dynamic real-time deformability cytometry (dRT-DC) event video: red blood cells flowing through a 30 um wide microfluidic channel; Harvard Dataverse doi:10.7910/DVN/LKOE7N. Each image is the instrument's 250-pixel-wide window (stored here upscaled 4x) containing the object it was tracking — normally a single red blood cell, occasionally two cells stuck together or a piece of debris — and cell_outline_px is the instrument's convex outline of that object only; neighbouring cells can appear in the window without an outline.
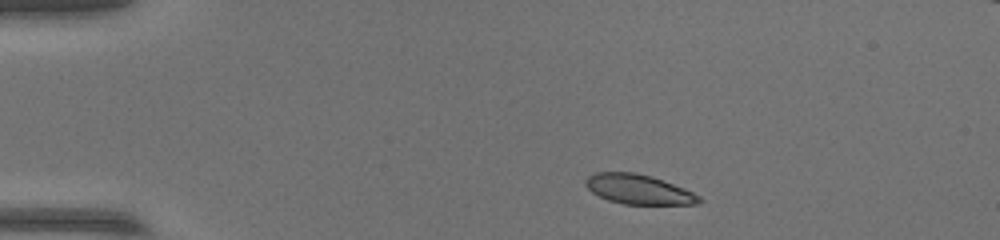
{"species": "common noctule bat (a hibernating species)", "species_latin": "Nyctalus noctula", "temperature_condition": "warm", "stored_images_in_passage": 44, "camera_frame_rate_fps": 3000, "um_per_image_px": 0.085, "animal": {"sex": "female", "body_mass_g": 17.0, "forearm_length_mm": 48.0}, "frame": {"image": 1, "passage_image": 1, "time_ms": 0.0, "image_size_px": [1000, 240], "cell_outline_px": [[704, 200], [700, 204], [624, 204], [608, 200], [592, 192], [584, 184], [584, 180], [588, 176], [596, 172], [636, 172], [652, 176], [684, 188], [700, 196]], "centroid_in_image_um": [54.29, 16.09], "position_along_channel_um": 30.7, "area_um2": 19.71}}
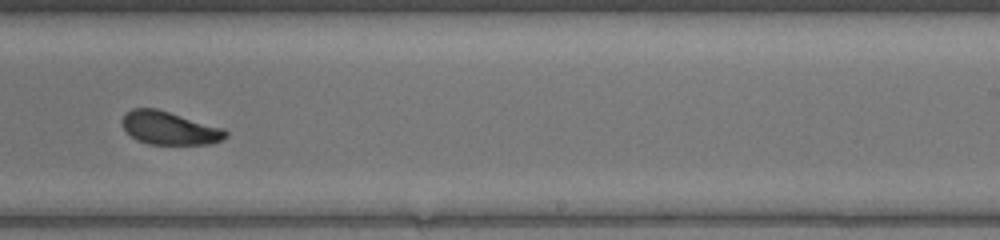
{"frame": {"image": 2, "passage_image": 25, "time_ms": 8.0, "image_size_px": [1000, 240], "cell_outline_px": [[228, 136], [212, 144], [148, 144], [136, 140], [124, 128], [120, 120], [132, 108], [156, 108], [224, 128], [228, 132]], "centroid_in_image_um": [14.41, 10.89], "position_along_channel_um": 274.6, "area_um2": 19.94}}
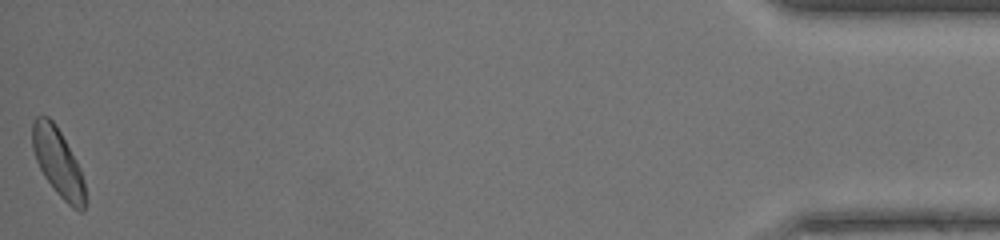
{"frame": {"image": 3, "passage_image": 44, "time_ms": 14.333, "image_size_px": [1000, 240], "cell_outline_px": [[84, 212], [80, 212], [72, 208], [56, 192], [44, 176], [36, 160], [32, 148], [32, 120], [36, 116], [48, 116], [56, 124], [76, 160], [80, 168], [84, 180]], "centroid_in_image_um": [4.91, 13.78], "position_along_channel_um": 430.3, "area_um2": 20.81}}